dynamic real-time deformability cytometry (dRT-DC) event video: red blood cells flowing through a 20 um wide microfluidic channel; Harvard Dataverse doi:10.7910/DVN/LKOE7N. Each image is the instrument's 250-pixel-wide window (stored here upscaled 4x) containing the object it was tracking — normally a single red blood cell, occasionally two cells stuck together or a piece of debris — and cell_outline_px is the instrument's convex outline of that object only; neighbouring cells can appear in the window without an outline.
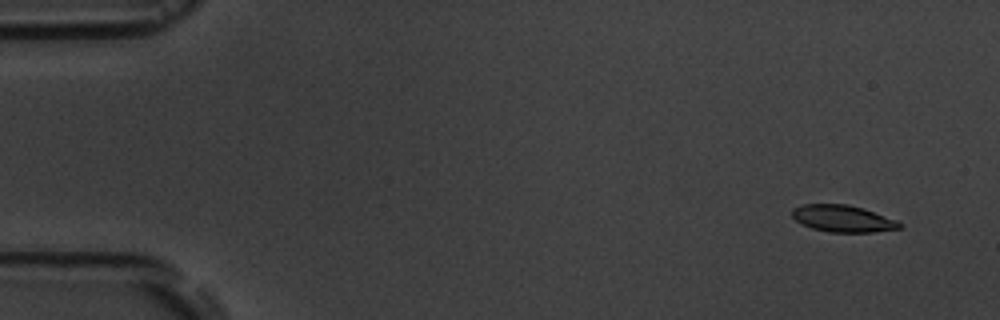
{"species": "common noctule bat (a hibernating species)", "species_latin": "Nyctalus noctula", "temperature_condition": "room temperature", "stored_images_in_passage": 11, "camera_frame_rate_fps": 3000, "um_per_image_px": 0.085, "animal": {"sex": "male", "body_mass_g": 19.5, "forearm_length_mm": 54.6}, "frame": {"image": 1, "passage_image": 2, "time_ms": 1.0, "image_size_px": [1000, 320], "cell_outline_px": [[904, 224], [900, 228], [872, 232], [828, 232], [812, 228], [796, 220], [792, 216], [792, 208], [804, 204], [848, 204], [864, 208], [896, 220]], "centroid_in_image_um": [71.65, 18.57], "position_along_channel_um": 13.4, "area_um2": 16.76}}
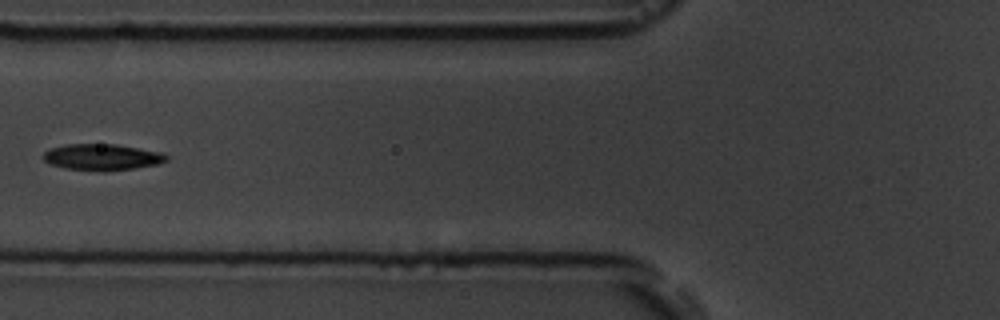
{"frame": {"image": 2, "passage_image": 7, "time_ms": 7.0, "image_size_px": [1000, 320], "cell_outline_px": [[168, 160], [156, 164], [136, 168], [64, 168], [52, 164], [44, 160], [44, 152], [52, 148], [68, 144], [116, 144], [160, 152], [168, 156]], "centroid_in_image_um": [8.7, 13.3], "position_along_channel_um": 117.1, "area_um2": 17.74}}
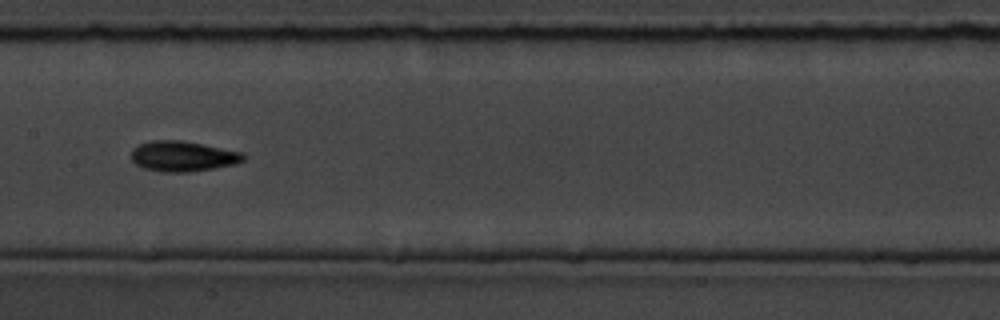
{"frame": {"image": 3, "passage_image": 9, "time_ms": 9.0, "image_size_px": [1000, 320], "cell_outline_px": [[248, 156], [244, 160], [236, 164], [188, 172], [164, 172], [144, 168], [136, 164], [132, 160], [132, 148], [140, 144], [152, 140], [184, 140], [244, 152]], "centroid_in_image_um": [15.59, 13.27], "position_along_channel_um": 191.8, "area_um2": 20.0}}